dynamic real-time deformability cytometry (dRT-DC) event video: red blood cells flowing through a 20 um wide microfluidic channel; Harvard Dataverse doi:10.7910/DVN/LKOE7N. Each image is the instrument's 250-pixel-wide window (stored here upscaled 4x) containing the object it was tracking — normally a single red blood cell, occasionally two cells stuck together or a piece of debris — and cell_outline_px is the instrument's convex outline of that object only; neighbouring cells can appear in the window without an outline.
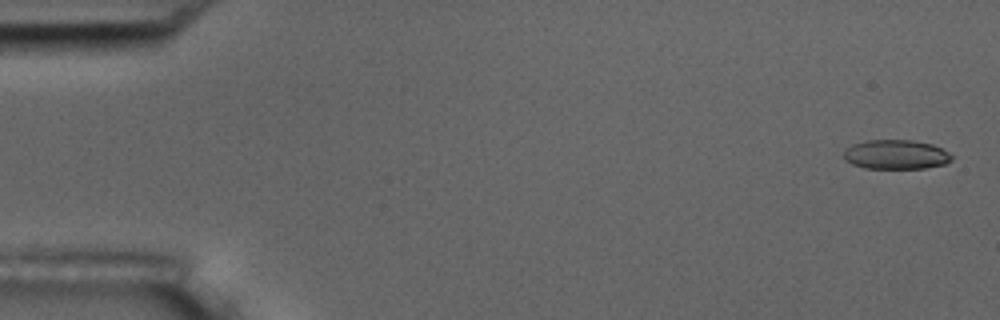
{"species": "common noctule bat (a hibernating species)", "species_latin": "Nyctalus noctula", "temperature_condition": "room temperature", "stored_images_in_passage": 6, "camera_frame_rate_fps": 3000, "um_per_image_px": 0.085, "animal": {"sex": "male", "body_mass_g": 17.5, "forearm_length_mm": 52.3}, "frame": {"image": 1, "passage_image": 1, "time_ms": 0.0, "image_size_px": [1000, 320], "cell_outline_px": [[952, 160], [944, 164], [924, 168], [864, 168], [852, 164], [844, 160], [844, 152], [852, 144], [868, 140], [912, 140], [932, 144], [948, 152], [952, 156]], "centroid_in_image_um": [76.14, 13.13], "position_along_channel_um": 8.9, "area_um2": 18.38}}
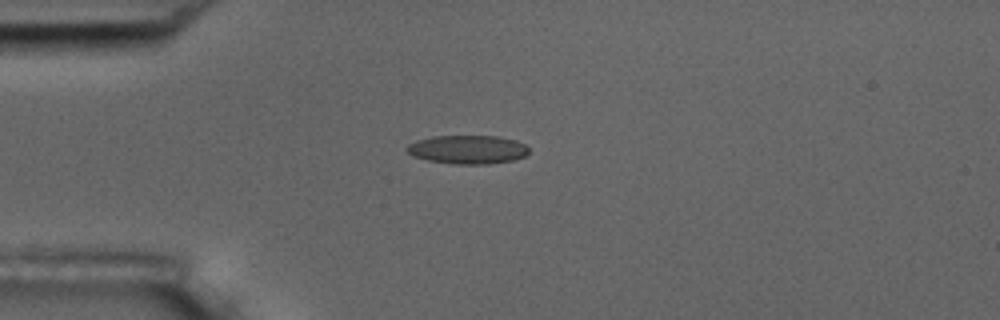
{"frame": {"image": 2, "passage_image": 4, "time_ms": 1.0, "image_size_px": [1000, 320], "cell_outline_px": [[528, 152], [524, 156], [512, 160], [488, 164], [452, 164], [428, 160], [412, 156], [404, 148], [408, 144], [416, 140], [432, 136], [496, 136], [516, 140], [524, 144], [528, 148]], "centroid_in_image_um": [39.71, 12.71], "position_along_channel_um": 45.3, "area_um2": 20.4}}